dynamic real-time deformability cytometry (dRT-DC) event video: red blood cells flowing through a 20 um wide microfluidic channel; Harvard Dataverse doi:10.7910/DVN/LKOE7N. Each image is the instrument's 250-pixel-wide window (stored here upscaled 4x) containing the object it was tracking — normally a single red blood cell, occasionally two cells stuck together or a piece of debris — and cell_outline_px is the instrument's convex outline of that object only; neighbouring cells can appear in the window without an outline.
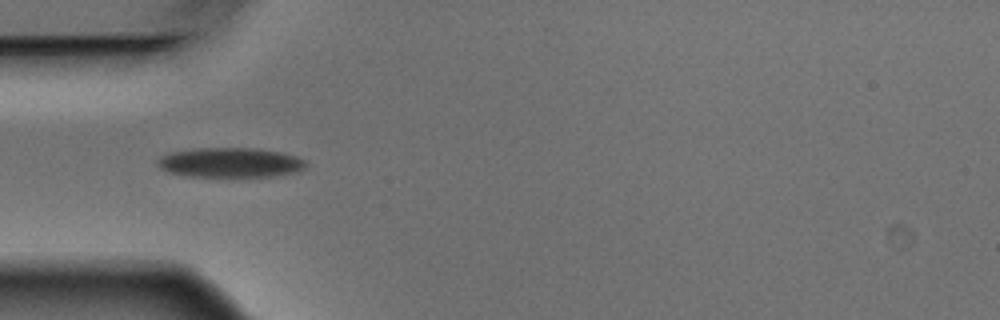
{"species": "Egyptian fruit bat (a non-hibernating species)", "species_latin": "Rousettus aegyptiacus", "temperature_condition": "warm", "stored_images_in_passage": 8, "camera_frame_rate_fps": 3000, "um_per_image_px": 0.085, "animal": {"sex": "male"}, "frame": {"image": 1, "passage_image": 2, "time_ms": 0.333, "image_size_px": [1000, 320], "cell_outline_px": [[308, 164], [304, 168], [296, 172], [268, 176], [184, 176], [160, 168], [156, 160], [160, 156], [168, 152], [196, 148], [256, 148], [284, 152], [296, 156], [304, 160]], "centroid_in_image_um": [19.56, 13.8], "position_along_channel_um": 65.4, "area_um2": 25.72}}
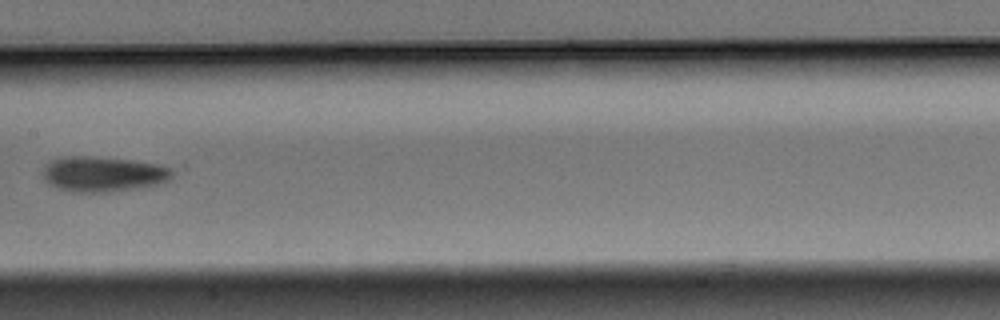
{"frame": {"image": 2, "passage_image": 5, "time_ms": 1.333, "image_size_px": [1000, 320], "cell_outline_px": [[172, 176], [168, 180], [156, 184], [136, 188], [108, 192], [72, 192], [48, 184], [44, 180], [44, 168], [52, 160], [60, 156], [88, 156], [128, 160], [156, 164], [172, 168]], "centroid_in_image_um": [8.73, 14.79], "position_along_channel_um": 198.7, "area_um2": 26.24}}
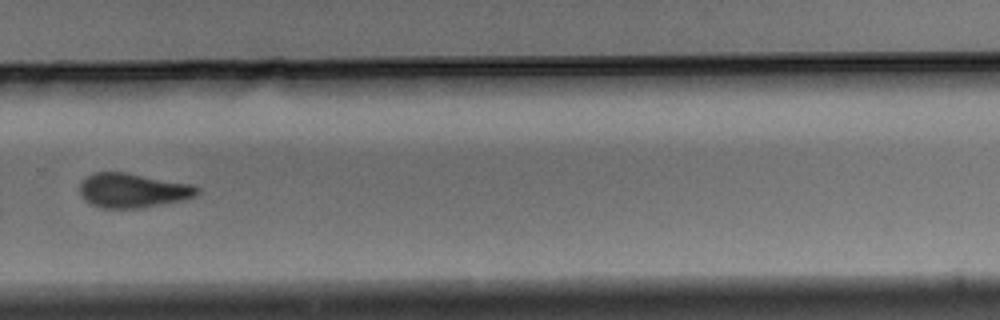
{"frame": {"image": 3, "passage_image": 8, "time_ms": 2.333, "image_size_px": [1000, 320], "cell_outline_px": [[200, 192], [196, 196], [180, 200], [140, 208], [100, 208], [84, 200], [80, 196], [80, 184], [92, 172], [124, 172], [192, 184], [200, 188]], "centroid_in_image_um": [11.27, 16.18], "position_along_channel_um": 318.5, "area_um2": 23.47}}